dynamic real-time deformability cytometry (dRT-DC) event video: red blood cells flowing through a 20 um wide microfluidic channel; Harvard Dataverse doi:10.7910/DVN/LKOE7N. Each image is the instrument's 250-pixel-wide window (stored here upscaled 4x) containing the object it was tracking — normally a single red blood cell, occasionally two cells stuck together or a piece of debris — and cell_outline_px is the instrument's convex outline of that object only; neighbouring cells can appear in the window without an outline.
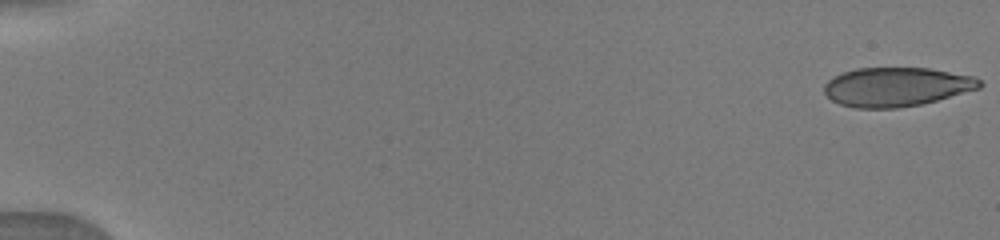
{"species": "human", "species_latin": "Homo sapiens", "temperature_condition": "warm", "stored_images_in_passage": 41, "camera_frame_rate_fps": 3000, "um_per_image_px": 0.085, "donor": {"sex": "male"}, "frame": {"image": 1, "passage_image": 1, "time_ms": 0.0, "image_size_px": [1000, 240], "cell_outline_px": [[984, 84], [980, 88], [936, 100], [920, 104], [896, 108], [856, 108], [840, 104], [832, 100], [824, 92], [824, 84], [832, 76], [856, 68], [928, 68], [976, 76]], "centroid_in_image_um": [76.2, 7.37], "position_along_channel_um": 8.8, "area_um2": 35.37}}
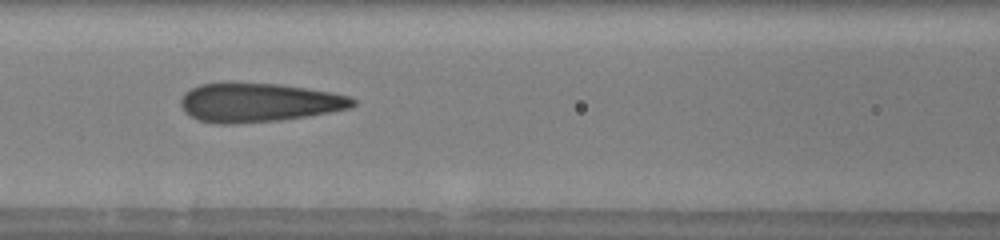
{"frame": {"image": 2, "passage_image": 21, "time_ms": 7.667, "image_size_px": [1000, 240], "cell_outline_px": [[356, 104], [352, 108], [308, 116], [280, 120], [236, 124], [216, 124], [196, 120], [184, 112], [180, 104], [180, 100], [184, 92], [200, 84], [280, 84], [332, 92], [348, 96], [356, 100]], "centroid_in_image_um": [21.98, 8.74], "position_along_channel_um": 144.6, "area_um2": 38.96}}
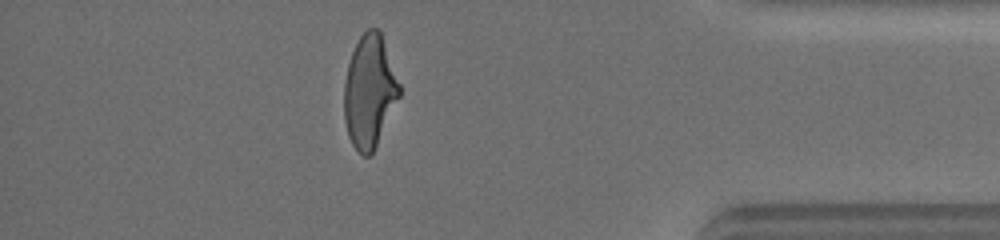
{"frame": {"image": 3, "passage_image": 36, "time_ms": 14.667, "image_size_px": [1000, 240], "cell_outline_px": [[400, 96], [372, 152], [368, 156], [364, 156], [352, 144], [348, 136], [344, 120], [344, 84], [348, 64], [352, 52], [360, 36], [368, 28], [380, 28], [400, 84]], "centroid_in_image_um": [31.4, 7.73], "position_along_channel_um": 403.8, "area_um2": 36.07}}